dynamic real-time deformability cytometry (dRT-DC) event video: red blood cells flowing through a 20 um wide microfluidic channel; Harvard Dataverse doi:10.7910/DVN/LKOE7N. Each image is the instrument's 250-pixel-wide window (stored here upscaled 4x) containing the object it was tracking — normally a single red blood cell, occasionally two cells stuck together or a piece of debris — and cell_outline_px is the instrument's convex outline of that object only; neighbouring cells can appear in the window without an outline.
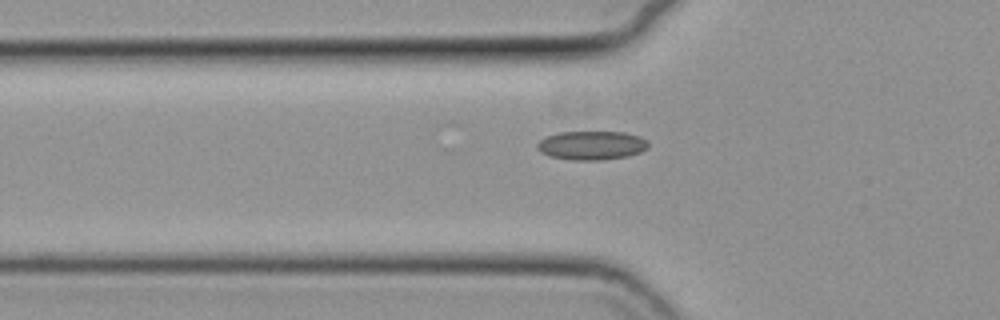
{"species": "common noctule bat (a hibernating species)", "species_latin": "Nyctalus noctula", "temperature_condition": "cold", "stored_images_in_passage": 40, "camera_frame_rate_fps": 3000, "um_per_image_px": 0.085, "animal": {"sex": "female", "body_mass_g": 19.3, "forearm_length_mm": 54.1}, "frame": {"image": 1, "passage_image": 10, "time_ms": 3.0, "image_size_px": [1000, 320], "cell_outline_px": [[648, 148], [640, 152], [628, 156], [600, 160], [572, 160], [552, 156], [540, 152], [536, 148], [536, 144], [540, 140], [548, 136], [560, 132], [624, 132], [640, 136], [648, 144]], "centroid_in_image_um": [50.28, 12.36], "position_along_channel_um": 75.5, "area_um2": 18.55}}
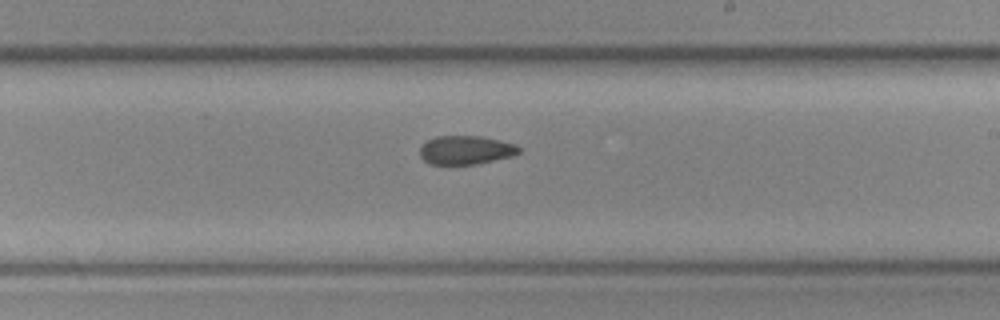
{"frame": {"image": 2, "passage_image": 24, "time_ms": 7.667, "image_size_px": [1000, 320], "cell_outline_px": [[520, 152], [512, 156], [476, 164], [428, 164], [420, 156], [420, 148], [428, 140], [436, 136], [480, 136], [516, 144], [520, 148]], "centroid_in_image_um": [39.59, 12.75], "position_along_channel_um": 249.4, "area_um2": 16.47}}
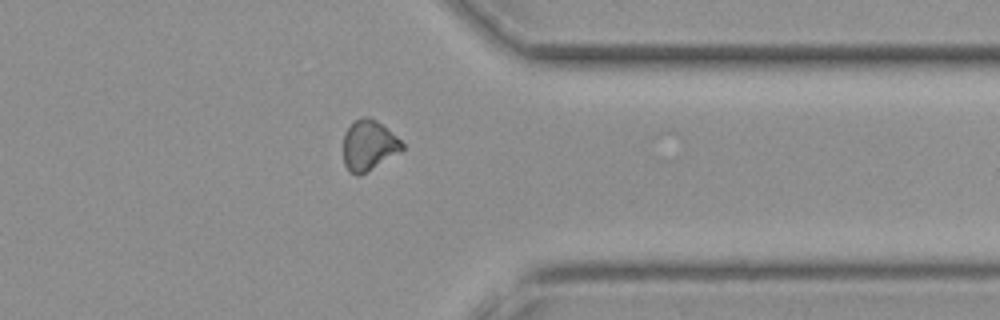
{"frame": {"image": 3, "passage_image": 35, "time_ms": 11.333, "image_size_px": [1000, 320], "cell_outline_px": [[404, 148], [400, 152], [364, 172], [356, 176], [348, 172], [344, 164], [344, 132], [360, 116], [368, 116], [376, 120], [396, 136], [404, 144]], "centroid_in_image_um": [31.32, 12.34], "position_along_channel_um": 380.1, "area_um2": 16.99}}